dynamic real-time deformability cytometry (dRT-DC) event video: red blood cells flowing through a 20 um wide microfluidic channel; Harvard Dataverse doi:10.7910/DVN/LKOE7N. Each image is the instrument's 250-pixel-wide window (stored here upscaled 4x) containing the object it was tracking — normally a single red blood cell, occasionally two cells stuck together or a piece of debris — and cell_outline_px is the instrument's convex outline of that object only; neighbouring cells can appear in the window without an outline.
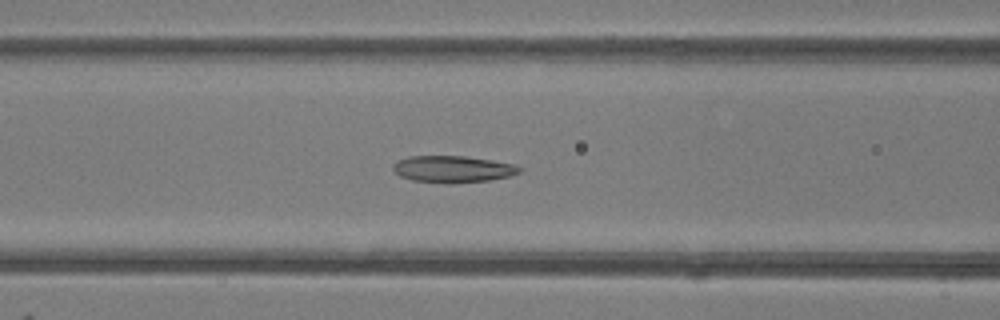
{"species": "common noctule bat (a hibernating species)", "species_latin": "Nyctalus noctula", "temperature_condition": "room temperature", "stored_images_in_passage": 45, "camera_frame_rate_fps": 3000, "um_per_image_px": 0.085, "animal": {"sex": "female"}, "frame": {"image": 1, "passage_image": 16, "time_ms": 5.0, "image_size_px": [1000, 320], "cell_outline_px": [[524, 168], [520, 172], [512, 176], [488, 180], [452, 184], [448, 184], [412, 180], [400, 176], [392, 168], [392, 164], [408, 156], [464, 156], [492, 160], [516, 164]], "centroid_in_image_um": [38.53, 14.38], "position_along_channel_um": 128.1, "area_um2": 19.94}}
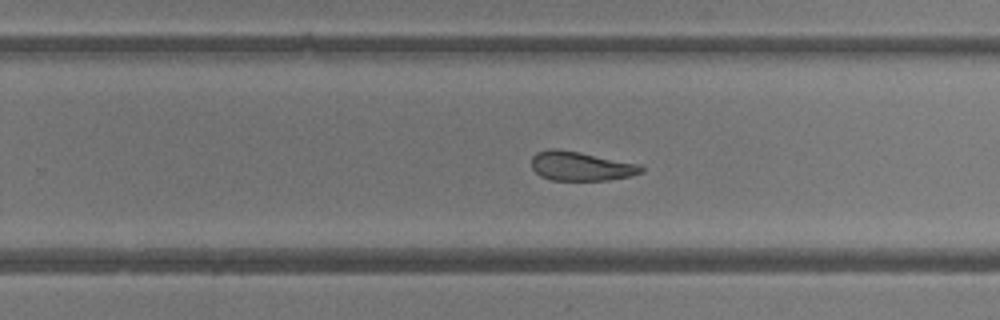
{"frame": {"image": 2, "passage_image": 27, "time_ms": 8.667, "image_size_px": [1000, 320], "cell_outline_px": [[644, 172], [632, 176], [608, 180], [552, 180], [540, 176], [532, 168], [532, 156], [536, 152], [552, 148], [556, 148], [580, 152], [640, 164], [644, 168]], "centroid_in_image_um": [49.39, 14.12], "position_along_channel_um": 280.4, "area_um2": 18.79}}
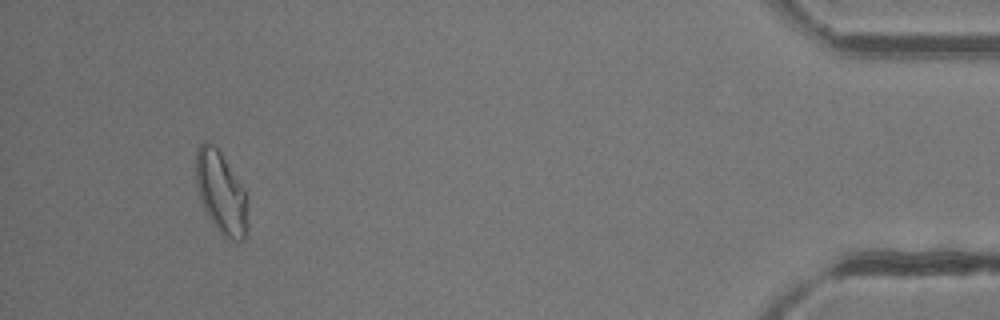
{"frame": {"image": 3, "passage_image": 42, "time_ms": 13.667, "image_size_px": [1000, 320], "cell_outline_px": [[248, 228], [244, 240], [236, 244], [228, 240], [216, 228], [208, 216], [200, 200], [196, 184], [196, 148], [204, 140], [212, 144], [220, 152], [244, 188]], "centroid_in_image_um": [18.79, 16.42], "position_along_channel_um": 416.4, "area_um2": 24.85}, "authors_computed_cell_mechanics": {"area_um2": 21.2704, "velocity_mm_per_s": 4.1612, "shape_relaxation_time_tau1_ms": null, "shape_relaxation_time_tau2_ms": 3.4982, "deformation_change_tau1": null, "deformation_change_tau2": 0.1107}}